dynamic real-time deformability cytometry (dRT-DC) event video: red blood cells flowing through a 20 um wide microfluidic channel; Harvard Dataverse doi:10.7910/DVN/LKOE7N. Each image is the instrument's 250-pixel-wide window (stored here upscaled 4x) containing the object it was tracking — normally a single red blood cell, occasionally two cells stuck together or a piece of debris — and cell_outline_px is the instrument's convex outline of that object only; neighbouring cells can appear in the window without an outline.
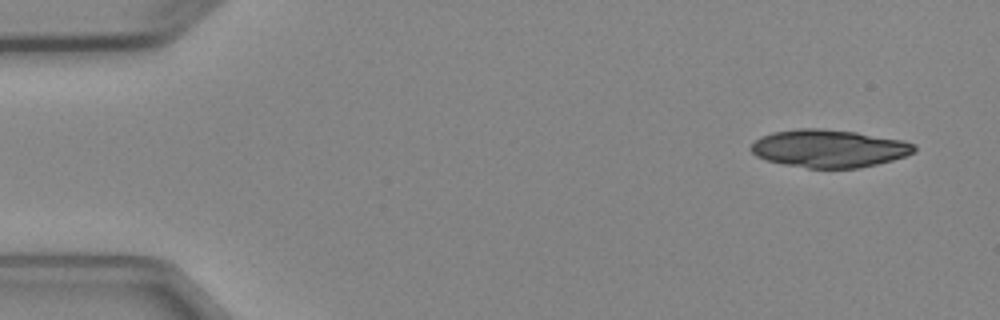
{"species": "Egyptian fruit bat (a non-hibernating species)", "species_latin": "Rousettus aegyptiacus", "temperature_condition": "cold", "stored_images_in_passage": 4, "camera_frame_rate_fps": 3000, "um_per_image_px": 0.085, "animal": {"sex": "female"}, "frame": {"image": 1, "passage_image": 1, "time_ms": 0.0, "image_size_px": [1000, 320], "cell_outline_px": [[916, 152], [892, 160], [860, 168], [808, 168], [784, 164], [764, 160], [756, 156], [748, 148], [760, 136], [772, 132], [800, 128], [820, 128], [856, 132], [904, 140], [916, 144]], "centroid_in_image_um": [70.46, 12.62], "position_along_channel_um": 14.5, "area_um2": 36.18}}